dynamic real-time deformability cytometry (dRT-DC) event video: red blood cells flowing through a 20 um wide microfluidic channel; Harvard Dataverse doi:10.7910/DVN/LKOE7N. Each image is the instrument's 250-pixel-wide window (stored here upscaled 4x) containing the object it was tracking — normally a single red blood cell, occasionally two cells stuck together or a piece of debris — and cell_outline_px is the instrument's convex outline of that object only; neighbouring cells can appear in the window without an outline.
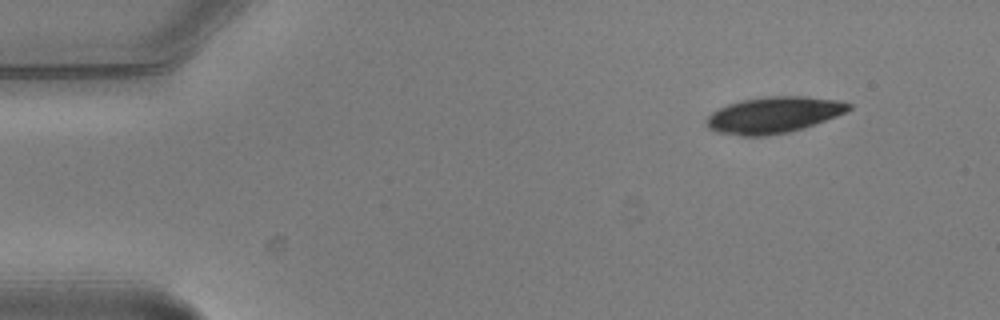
{"species": "common noctule bat (a hibernating species)", "species_latin": "Nyctalus noctula", "temperature_condition": "warm", "stored_images_in_passage": 3, "camera_frame_rate_fps": 3000, "um_per_image_px": 0.085, "animal": {"sex": "male", "body_mass_g": 20.5, "forearm_length_mm": 52.5}, "frame": {"image": 1, "passage_image": 1, "time_ms": 0.0, "image_size_px": [1000, 320], "cell_outline_px": [[852, 108], [836, 116], [804, 128], [788, 132], [768, 136], [740, 136], [716, 132], [708, 128], [704, 120], [712, 112], [728, 104], [740, 100], [768, 96], [804, 96], [840, 100], [852, 104]], "centroid_in_image_um": [65.74, 9.77], "position_along_channel_um": 19.3, "area_um2": 30.23}}